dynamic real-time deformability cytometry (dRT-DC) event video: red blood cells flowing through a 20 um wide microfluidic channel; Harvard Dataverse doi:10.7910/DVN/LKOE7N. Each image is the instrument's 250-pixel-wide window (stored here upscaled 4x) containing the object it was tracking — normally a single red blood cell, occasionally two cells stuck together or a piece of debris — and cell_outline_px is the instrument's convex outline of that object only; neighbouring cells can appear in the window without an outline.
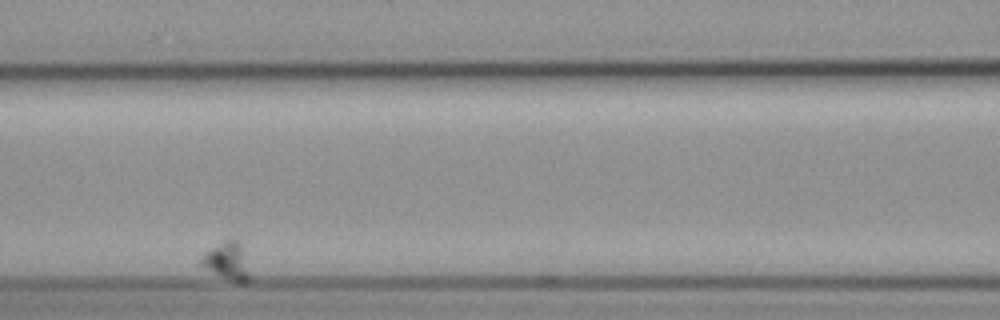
{"species": "common noctule bat (a hibernating species)", "species_latin": "Nyctalus noctula", "temperature_condition": "cold", "stored_images_in_passage": 7, "segment_of_instrument_passage": [1, 2], "camera_frame_rate_fps": 3000, "um_per_image_px": 0.085, "animal": {"sex": "female", "body_mass_g": 19.3, "forearm_length_mm": 54.1}, "frame": {"image": 1, "passage_image": 4, "time_ms": 4.0, "image_size_px": [1000, 320], "cell_outline_px": [[248, 280], [240, 284], [200, 264], [200, 256], [204, 252], [228, 236], [232, 236], [240, 244], [244, 252], [248, 272]], "centroid_in_image_um": [19.29, 22.1], "position_along_channel_um": 147.3, "area_um2": 10.4}}
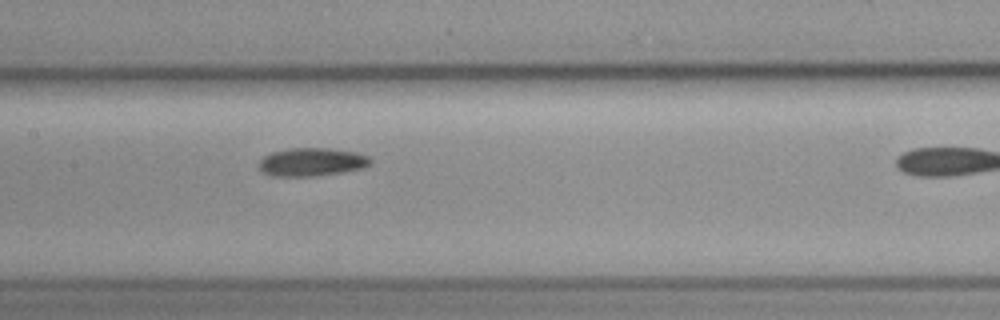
{"frame": {"image": 2, "passage_image": 6, "time_ms": 7.333, "image_size_px": [1000, 320], "cell_outline_px": [[372, 164], [364, 168], [340, 172], [312, 176], [272, 176], [264, 172], [260, 168], [260, 160], [264, 156], [272, 152], [288, 148], [328, 148], [356, 152], [368, 156], [372, 160]], "centroid_in_image_um": [26.53, 13.76], "position_along_channel_um": 180.9, "area_um2": 18.26}}